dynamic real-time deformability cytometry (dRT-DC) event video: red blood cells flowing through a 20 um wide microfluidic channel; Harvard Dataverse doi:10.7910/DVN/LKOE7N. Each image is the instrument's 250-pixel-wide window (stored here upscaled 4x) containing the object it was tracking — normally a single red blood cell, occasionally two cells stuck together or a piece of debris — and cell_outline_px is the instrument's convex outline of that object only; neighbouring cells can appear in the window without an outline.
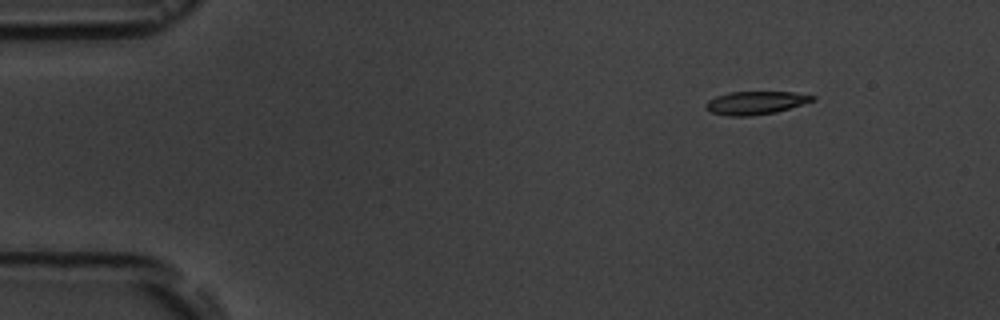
{"species": "common noctule bat (a hibernating species)", "species_latin": "Nyctalus noctula", "temperature_condition": "room temperature", "stored_images_in_passage": 4, "camera_frame_rate_fps": 3000, "um_per_image_px": 0.085, "animal": {"sex": "male", "body_mass_g": 19.5, "forearm_length_mm": 54.6}, "frame": {"image": 1, "passage_image": 1, "time_ms": 0.0, "image_size_px": [1000, 320], "cell_outline_px": [[816, 100], [776, 112], [748, 116], [728, 116], [712, 112], [704, 108], [704, 104], [708, 100], [716, 96], [728, 92], [792, 92], [816, 96]], "centroid_in_image_um": [64.2, 8.74], "position_along_channel_um": 20.8, "area_um2": 14.39}}
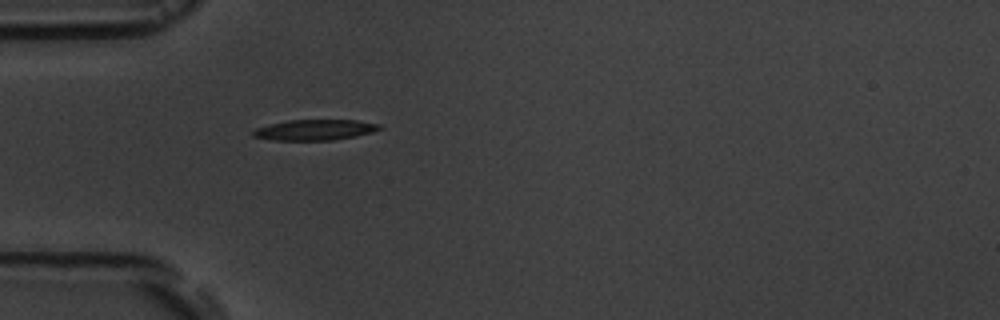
{"frame": {"image": 2, "passage_image": 4, "time_ms": 3.333, "image_size_px": [1000, 320], "cell_outline_px": [[384, 128], [372, 132], [356, 136], [332, 140], [272, 140], [252, 136], [252, 132], [256, 128], [288, 120], [356, 120], [380, 124]], "centroid_in_image_um": [26.79, 11.04], "position_along_channel_um": 58.2, "area_um2": 15.14}}